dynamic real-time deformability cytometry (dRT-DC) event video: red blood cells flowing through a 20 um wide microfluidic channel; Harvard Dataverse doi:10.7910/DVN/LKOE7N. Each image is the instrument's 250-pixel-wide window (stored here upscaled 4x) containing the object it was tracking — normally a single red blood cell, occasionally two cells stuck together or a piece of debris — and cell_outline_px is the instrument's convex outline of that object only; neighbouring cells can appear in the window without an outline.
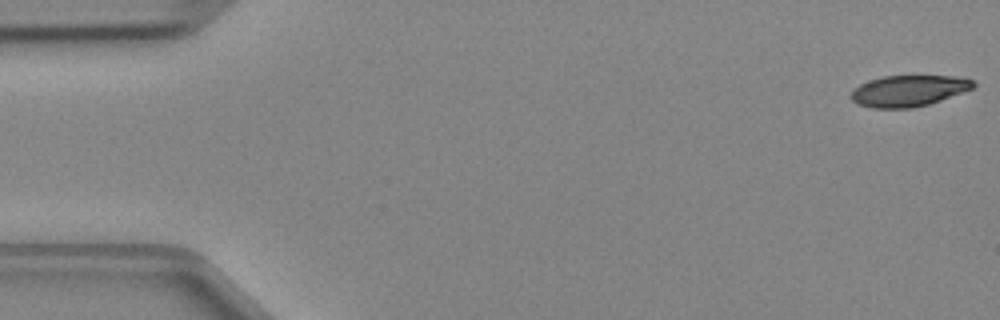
{"species": "Egyptian fruit bat (a non-hibernating species)", "species_latin": "Rousettus aegyptiacus", "temperature_condition": "cold", "stored_images_in_passage": 47, "camera_frame_rate_fps": 3000, "um_per_image_px": 0.085, "animal": {"sex": "female"}, "frame": {"image": 1, "passage_image": 1, "time_ms": 0.0, "image_size_px": [1000, 320], "cell_outline_px": [[976, 84], [972, 88], [940, 100], [928, 104], [912, 108], [872, 108], [856, 104], [848, 96], [852, 88], [860, 84], [884, 76], [956, 76], [972, 80]], "centroid_in_image_um": [77.15, 7.72], "position_along_channel_um": 7.8, "area_um2": 22.14}}
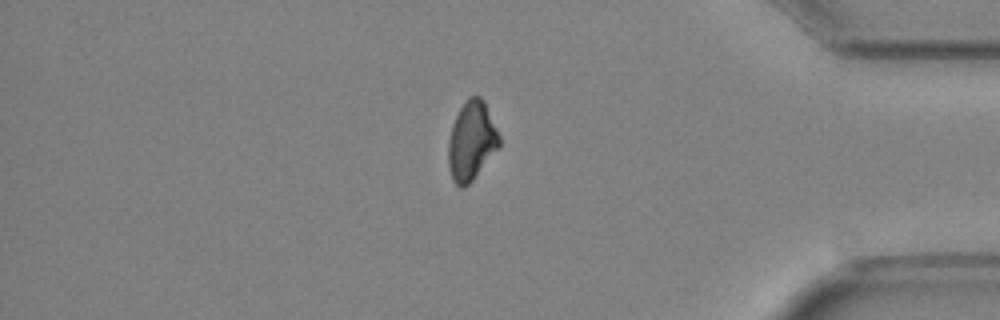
{"frame": {"image": 2, "passage_image": 40, "time_ms": 13.0, "image_size_px": [1000, 320], "cell_outline_px": [[500, 144], [472, 180], [464, 188], [460, 188], [452, 180], [448, 168], [448, 140], [452, 124], [460, 108], [468, 96], [480, 96], [484, 100], [500, 136]], "centroid_in_image_um": [40.05, 11.97], "position_along_channel_um": 395.2, "area_um2": 23.29}}
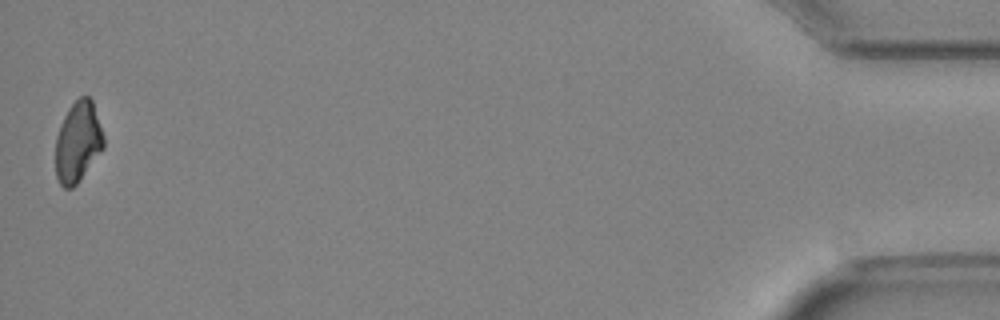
{"frame": {"image": 3, "passage_image": 47, "time_ms": 15.333, "image_size_px": [1000, 320], "cell_outline_px": [[104, 148], [76, 184], [72, 188], [64, 188], [60, 184], [56, 176], [56, 136], [60, 124], [68, 108], [80, 96], [88, 96], [92, 100], [104, 136]], "centroid_in_image_um": [6.62, 12.06], "position_along_channel_um": 428.6, "area_um2": 22.48}}